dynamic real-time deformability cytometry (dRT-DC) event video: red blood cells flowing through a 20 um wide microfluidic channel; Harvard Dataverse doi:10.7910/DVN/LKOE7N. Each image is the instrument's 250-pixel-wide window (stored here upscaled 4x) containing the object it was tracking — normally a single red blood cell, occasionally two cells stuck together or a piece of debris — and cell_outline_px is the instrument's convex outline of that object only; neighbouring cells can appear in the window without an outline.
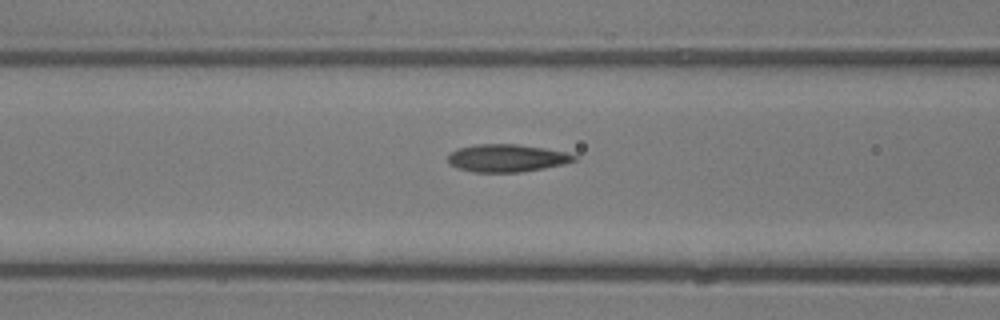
{"species": "common noctule bat (a hibernating species)", "species_latin": "Nyctalus noctula", "temperature_condition": "room temperature", "stored_images_in_passage": 5, "camera_frame_rate_fps": 3000, "um_per_image_px": 0.085, "animal": {"sex": "male", "body_mass_g": 13.3}, "frame": {"image": 1, "passage_image": 4, "time_ms": 3.333, "image_size_px": [1000, 320], "cell_outline_px": [[576, 160], [564, 164], [544, 168], [520, 172], [472, 172], [456, 168], [448, 164], [448, 156], [452, 152], [460, 148], [476, 144], [516, 144], [544, 148], [564, 152], [576, 156]], "centroid_in_image_um": [43.05, 13.44], "position_along_channel_um": 123.6, "area_um2": 20.23}}